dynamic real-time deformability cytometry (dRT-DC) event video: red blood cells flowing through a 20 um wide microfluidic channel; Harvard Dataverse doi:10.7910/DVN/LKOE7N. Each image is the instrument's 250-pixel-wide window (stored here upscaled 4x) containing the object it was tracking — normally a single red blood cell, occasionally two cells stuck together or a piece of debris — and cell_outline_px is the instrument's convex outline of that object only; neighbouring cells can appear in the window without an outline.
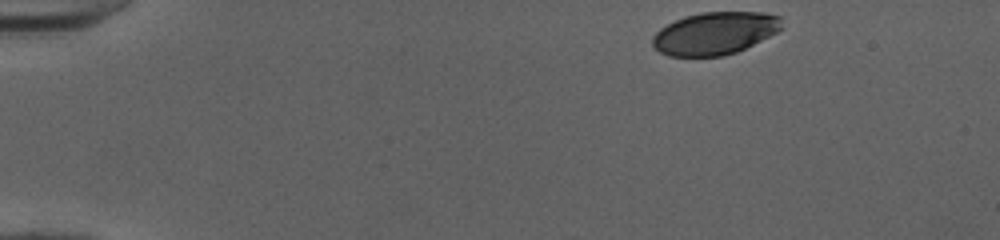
{"species": "human", "species_latin": "Homo sapiens", "temperature_condition": "cold", "stored_images_in_passage": 45, "camera_frame_rate_fps": 3000, "um_per_image_px": 0.085, "donor": {"sex": "female"}, "frame": {"image": 1, "passage_image": 1, "time_ms": 0.0, "image_size_px": [1000, 240], "cell_outline_px": [[784, 28], [736, 52], [724, 56], [668, 56], [660, 52], [652, 44], [652, 36], [660, 28], [684, 16], [700, 12], [764, 12], [780, 16]], "centroid_in_image_um": [60.76, 2.82], "position_along_channel_um": 24.2, "area_um2": 32.02}}
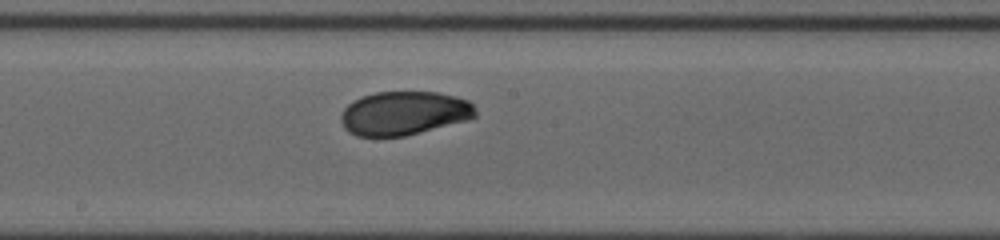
{"frame": {"image": 2, "passage_image": 23, "time_ms": 7.333, "image_size_px": [1000, 240], "cell_outline_px": [[476, 116], [468, 120], [404, 136], [356, 136], [348, 132], [344, 128], [340, 120], [340, 116], [344, 108], [352, 100], [360, 96], [376, 92], [436, 92], [456, 96], [468, 100], [476, 108]], "centroid_in_image_um": [34.32, 9.62], "position_along_channel_um": 213.9, "area_um2": 34.51}}
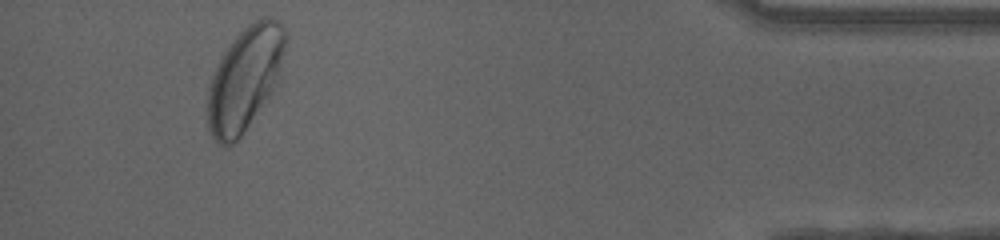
{"frame": {"image": 3, "passage_image": 42, "time_ms": 13.667, "image_size_px": [1000, 240], "cell_outline_px": [[288, 40], [276, 84], [272, 92], [240, 136], [228, 148], [220, 144], [212, 136], [208, 128], [208, 88], [212, 76], [224, 52], [236, 36], [248, 24], [256, 20], [268, 16], [276, 20], [284, 28]], "centroid_in_image_um": [20.83, 6.68], "position_along_channel_um": 414.4, "area_um2": 46.36}, "authors_computed_cell_mechanics": {"area_um2": 35.0846, "velocity_mm_per_s": 3.999, "shape_relaxation_time_tau1_ms": 4.0985, "shape_relaxation_time_tau2_ms": 0.9046, "deformation_change_tau1": 0.1529, "deformation_change_tau2": 0.0359}}